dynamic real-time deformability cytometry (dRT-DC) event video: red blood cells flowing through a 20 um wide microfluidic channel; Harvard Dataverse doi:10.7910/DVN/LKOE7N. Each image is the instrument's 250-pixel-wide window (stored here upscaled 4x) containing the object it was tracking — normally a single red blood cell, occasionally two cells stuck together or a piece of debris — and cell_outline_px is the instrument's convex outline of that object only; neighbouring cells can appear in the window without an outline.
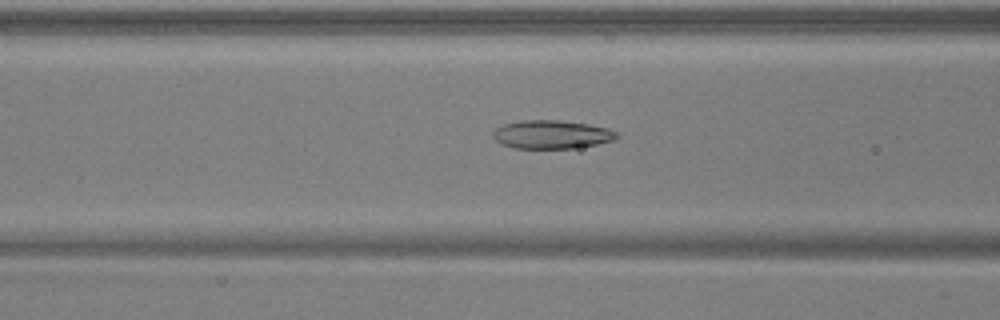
{"species": "common noctule bat (a hibernating species)", "species_latin": "Nyctalus noctula", "temperature_condition": "warm", "stored_images_in_passage": 51, "camera_frame_rate_fps": 3000, "um_per_image_px": 0.085, "animal": {"sex": "male", "body_mass_g": 17.9, "forearm_length_mm": 54.2}, "frame": {"image": 1, "passage_image": 21, "time_ms": 6.667, "image_size_px": [1000, 320], "cell_outline_px": [[620, 136], [612, 140], [596, 144], [572, 148], [512, 148], [500, 144], [492, 136], [492, 132], [496, 128], [504, 124], [524, 120], [556, 120], [588, 124], [608, 128], [616, 132]], "centroid_in_image_um": [46.86, 11.43], "position_along_channel_um": 119.7, "area_um2": 20.4}}
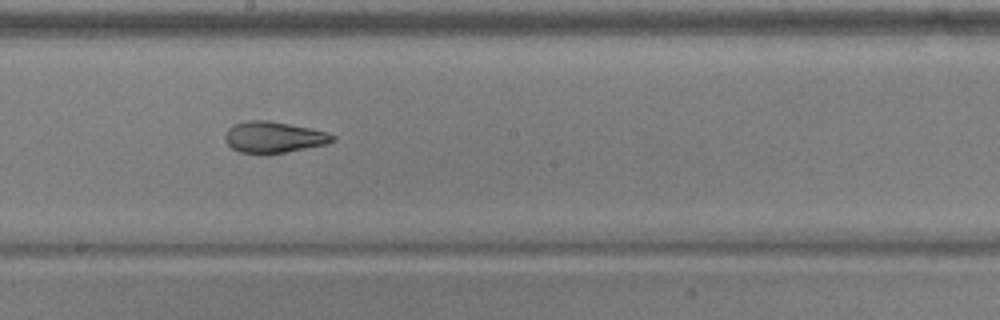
{"frame": {"image": 2, "passage_image": 29, "time_ms": 9.333, "image_size_px": [1000, 320], "cell_outline_px": [[336, 140], [328, 144], [284, 152], [240, 152], [232, 148], [224, 140], [224, 136], [228, 128], [232, 124], [244, 120], [268, 120], [308, 128], [324, 132], [336, 136]], "centroid_in_image_um": [23.23, 11.63], "position_along_channel_um": 225.0, "area_um2": 19.25}}
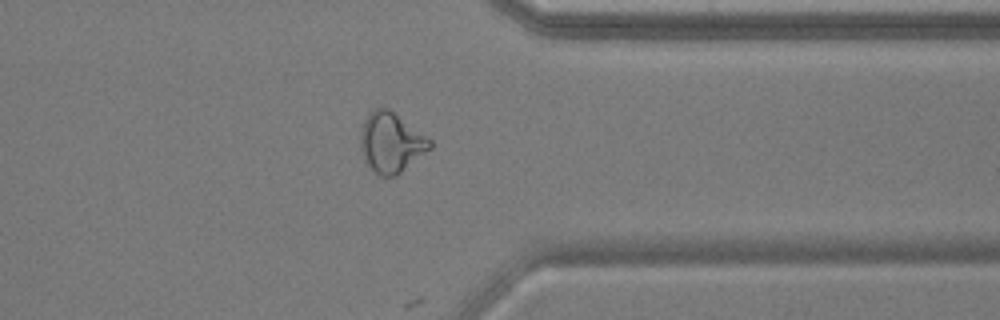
{"frame": {"image": 3, "passage_image": 41, "time_ms": 13.333, "image_size_px": [1000, 320], "cell_outline_px": [[432, 148], [396, 176], [380, 176], [368, 164], [364, 156], [360, 144], [360, 140], [364, 120], [368, 112], [372, 108], [388, 108], [432, 140]], "centroid_in_image_um": [33.26, 12.1], "position_along_channel_um": 378.1, "area_um2": 23.99}, "authors_computed_cell_mechanics": {"area_um2": 22.0796, "velocity_mm_per_s": 3.9365, "shape_relaxation_time_tau1_ms": 5.6325, "shape_relaxation_time_tau2_ms": 2.1737, "deformation_change_tau1": 0.1663, "deformation_change_tau2": 0.0951}}